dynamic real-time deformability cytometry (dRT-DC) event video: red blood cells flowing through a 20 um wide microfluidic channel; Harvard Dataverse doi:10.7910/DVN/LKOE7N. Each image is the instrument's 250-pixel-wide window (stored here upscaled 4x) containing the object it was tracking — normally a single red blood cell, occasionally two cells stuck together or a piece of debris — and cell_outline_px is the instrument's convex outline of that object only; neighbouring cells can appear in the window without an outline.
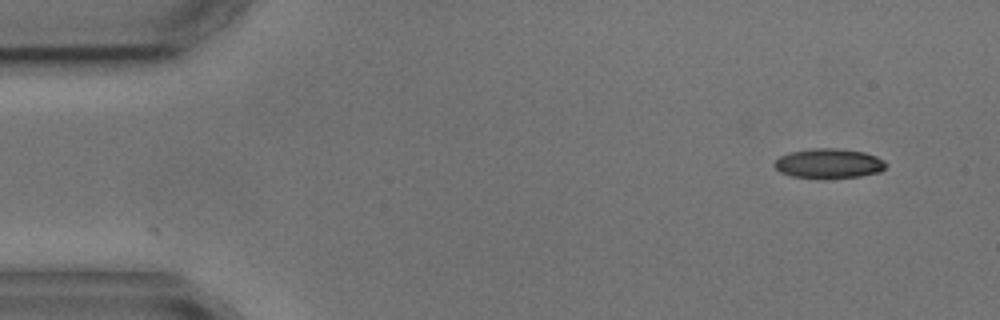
{"species": "common noctule bat (a hibernating species)", "species_latin": "Nyctalus noctula", "temperature_condition": "cold", "stored_images_in_passage": 2, "camera_frame_rate_fps": 3000, "um_per_image_px": 0.085, "animal": {"sex": "male", "body_mass_g": 17.9, "forearm_length_mm": 54.2}, "frame": {"image": 1, "passage_image": 2, "time_ms": 1.0, "image_size_px": [1000, 320], "cell_outline_px": [[888, 164], [880, 172], [860, 176], [792, 176], [780, 172], [772, 164], [780, 156], [792, 152], [816, 148], [836, 148], [864, 152], [876, 156], [884, 160]], "centroid_in_image_um": [70.48, 13.86], "position_along_channel_um": 14.5, "area_um2": 18.61}}